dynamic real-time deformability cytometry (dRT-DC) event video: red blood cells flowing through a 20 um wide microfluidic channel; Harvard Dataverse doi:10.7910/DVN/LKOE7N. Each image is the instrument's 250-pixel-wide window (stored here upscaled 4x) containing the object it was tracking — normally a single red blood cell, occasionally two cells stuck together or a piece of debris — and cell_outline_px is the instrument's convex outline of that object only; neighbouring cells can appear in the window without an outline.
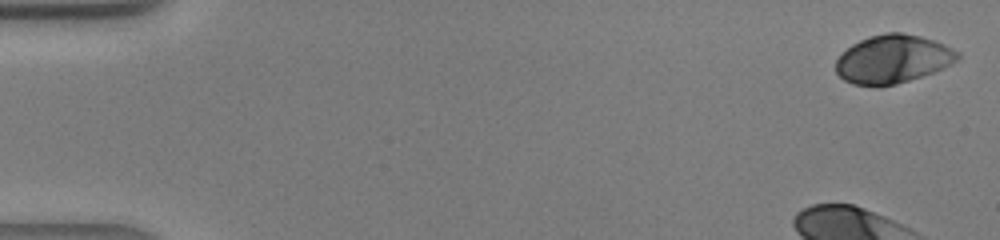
{"species": "human", "species_latin": "Homo sapiens", "temperature_condition": "warm", "stored_images_in_passage": 42, "camera_frame_rate_fps": 3000, "um_per_image_px": 0.085, "donor": {"sex": "male"}, "frame": {"image": 1, "passage_image": 1, "time_ms": 0.0, "image_size_px": [1000, 240], "cell_outline_px": [[960, 56], [956, 60], [944, 68], [896, 84], [880, 88], [872, 88], [852, 84], [844, 80], [836, 72], [836, 60], [852, 44], [868, 36], [884, 32], [900, 32], [920, 36], [944, 44], [960, 52]], "centroid_in_image_um": [75.86, 5.04], "position_along_channel_um": 9.1, "area_um2": 34.51}}
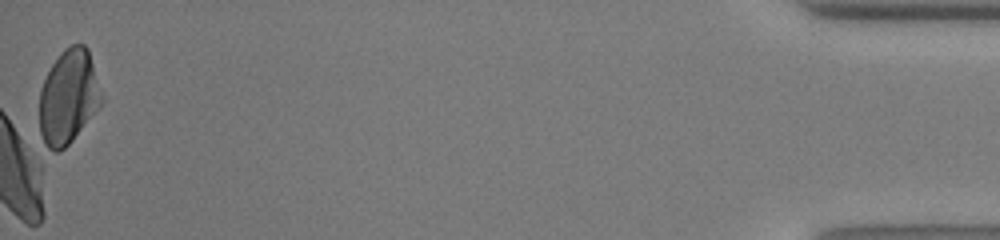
{"frame": {"image": 2, "passage_image": 42, "time_ms": 13.667, "image_size_px": [1000, 240], "cell_outline_px": [[104, 100], [72, 140], [64, 148], [56, 152], [48, 152], [44, 144], [40, 132], [40, 88], [52, 64], [60, 52], [64, 48], [72, 44], [84, 44], [88, 48], [104, 96]], "centroid_in_image_um": [5.82, 8.23], "position_along_channel_um": 429.4, "area_um2": 34.28}}